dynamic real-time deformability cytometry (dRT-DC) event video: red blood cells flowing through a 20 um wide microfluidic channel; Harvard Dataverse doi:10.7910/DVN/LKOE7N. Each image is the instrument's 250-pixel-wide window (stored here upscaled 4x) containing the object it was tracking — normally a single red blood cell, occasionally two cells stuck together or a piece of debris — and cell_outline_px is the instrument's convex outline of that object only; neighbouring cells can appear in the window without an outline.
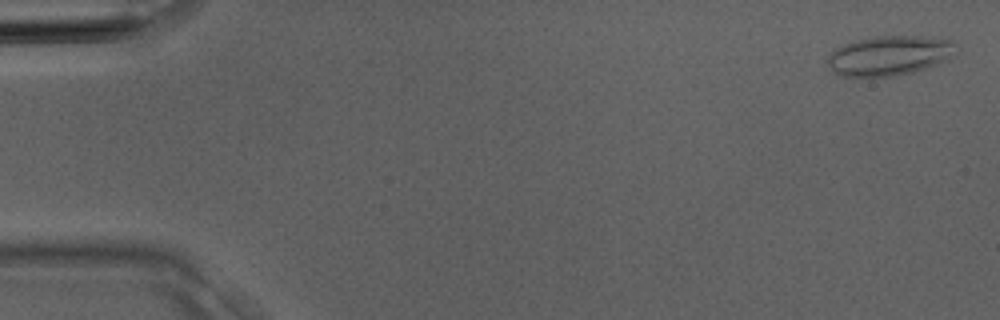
{"species": "Egyptian fruit bat (a non-hibernating species)", "species_latin": "Rousettus aegyptiacus", "temperature_condition": "room temperature", "stored_images_in_passage": 4, "camera_frame_rate_fps": 3000, "um_per_image_px": 0.085, "animal": {"sex": "male"}, "frame": {"image": 1, "passage_image": 1, "time_ms": 0.0, "image_size_px": [1000, 320], "cell_outline_px": [[952, 44], [948, 56], [924, 68], [912, 72], [892, 76], [840, 76], [832, 72], [824, 60], [836, 48], [852, 40], [876, 36], [920, 36], [952, 40]], "centroid_in_image_um": [75.4, 4.72], "position_along_channel_um": 9.6, "area_um2": 29.02}}